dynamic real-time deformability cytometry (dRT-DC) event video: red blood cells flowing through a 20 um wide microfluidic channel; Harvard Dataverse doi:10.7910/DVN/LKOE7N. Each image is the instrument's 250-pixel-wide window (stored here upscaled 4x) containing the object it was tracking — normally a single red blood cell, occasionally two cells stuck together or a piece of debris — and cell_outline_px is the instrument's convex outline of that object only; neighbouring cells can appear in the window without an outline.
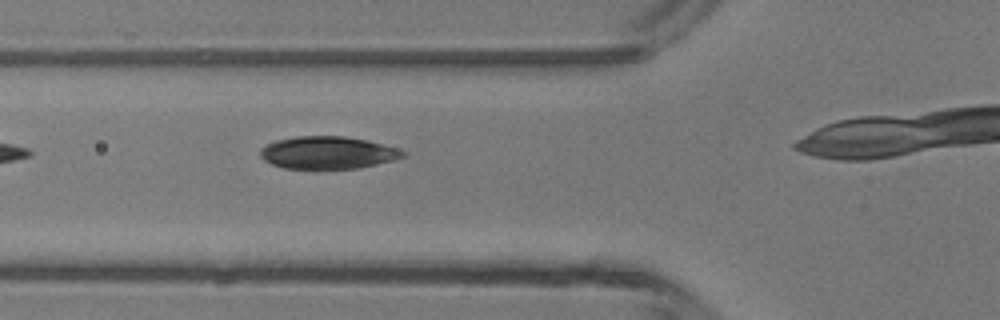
{"species": "common noctule bat (a hibernating species)", "species_latin": "Nyctalus noctula", "temperature_condition": "room temperature", "stored_images_in_passage": 4, "camera_frame_rate_fps": 3000, "um_per_image_px": 0.085, "animal": {"sex": "male", "body_mass_g": 13.3}, "frame": {"image": 1, "passage_image": 3, "time_ms": 2.333, "image_size_px": [1000, 320], "cell_outline_px": [[408, 152], [404, 156], [392, 160], [360, 168], [316, 172], [284, 168], [272, 164], [264, 160], [260, 156], [260, 148], [276, 140], [296, 136], [344, 136], [368, 140], [396, 148]], "centroid_in_image_um": [27.82, 13.02], "position_along_channel_um": 98.0, "area_um2": 27.92}}